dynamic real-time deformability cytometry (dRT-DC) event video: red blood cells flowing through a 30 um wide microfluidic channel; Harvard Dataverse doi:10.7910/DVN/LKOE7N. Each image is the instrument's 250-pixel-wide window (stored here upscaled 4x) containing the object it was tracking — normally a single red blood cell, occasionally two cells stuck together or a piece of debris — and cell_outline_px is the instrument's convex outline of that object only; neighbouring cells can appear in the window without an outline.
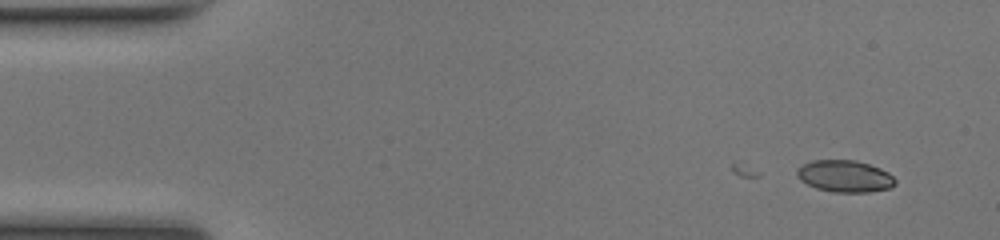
{"species": "common noctule bat (a hibernating species)", "species_latin": "Nyctalus noctula", "temperature_condition": "room temperature", "stored_images_in_passage": 3, "camera_frame_rate_fps": 3000, "um_per_image_px": 0.085, "animal": {"sex": "female", "body_mass_g": 17.0, "forearm_length_mm": 48.0}, "frame": {"image": 1, "passage_image": 3, "time_ms": 0.667, "image_size_px": [1000, 240], "cell_outline_px": [[896, 184], [892, 188], [868, 192], [832, 192], [816, 188], [800, 180], [796, 176], [796, 168], [812, 160], [856, 160], [880, 168], [888, 172], [896, 180]], "centroid_in_image_um": [71.81, 14.98], "position_along_channel_um": 13.2, "area_um2": 18.38}}